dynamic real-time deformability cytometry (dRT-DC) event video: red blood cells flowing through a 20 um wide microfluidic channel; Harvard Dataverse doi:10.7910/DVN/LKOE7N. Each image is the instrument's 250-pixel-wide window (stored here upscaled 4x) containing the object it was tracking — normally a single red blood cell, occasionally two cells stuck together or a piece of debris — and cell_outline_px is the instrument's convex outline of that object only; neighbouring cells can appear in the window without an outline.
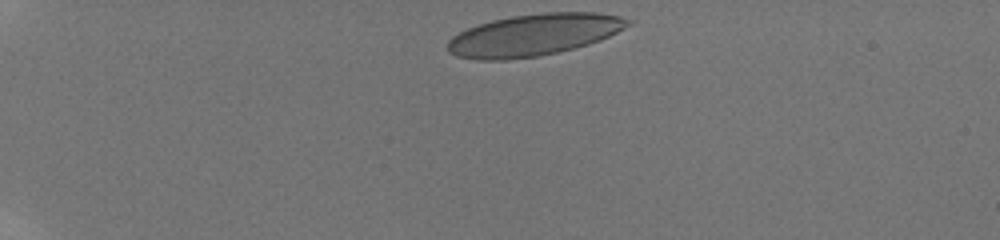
{"species": "human", "species_latin": "Homo sapiens", "temperature_condition": "room temperature", "stored_images_in_passage": 16, "camera_frame_rate_fps": 3000, "um_per_image_px": 0.085, "donor": {"sex": "male"}, "frame": {"image": 1, "passage_image": 1, "time_ms": 0.0, "image_size_px": [1000, 240], "cell_outline_px": [[632, 24], [600, 40], [588, 44], [556, 52], [536, 56], [504, 60], [476, 60], [456, 56], [448, 52], [448, 40], [452, 36], [468, 28], [492, 20], [512, 16], [544, 12], [596, 12], [620, 16], [632, 20]], "centroid_in_image_um": [45.37, 2.96], "position_along_channel_um": 39.6, "area_um2": 43.7}}
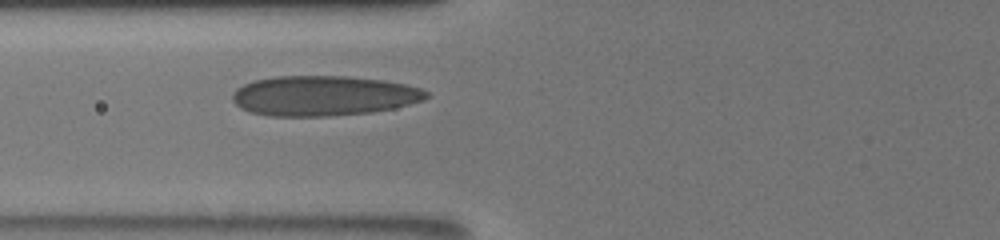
{"frame": {"image": 2, "passage_image": 12, "time_ms": 3.667, "image_size_px": [1000, 240], "cell_outline_px": [[428, 96], [424, 100], [392, 108], [372, 112], [328, 116], [268, 116], [248, 112], [240, 108], [232, 100], [232, 92], [236, 88], [252, 80], [276, 76], [344, 76], [384, 80], [408, 84], [420, 88], [428, 92]], "centroid_in_image_um": [27.46, 8.14], "position_along_channel_um": 98.3, "area_um2": 45.55}}
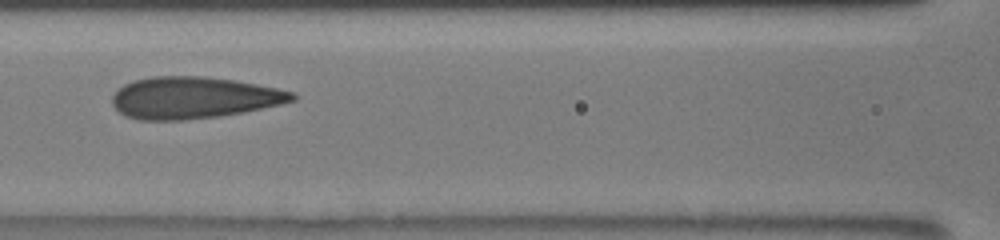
{"frame": {"image": 3, "passage_image": 16, "time_ms": 5.0, "image_size_px": [1000, 240], "cell_outline_px": [[296, 100], [280, 104], [244, 112], [220, 116], [184, 120], [140, 120], [124, 116], [112, 104], [112, 96], [124, 84], [136, 80], [152, 76], [204, 76], [232, 80], [256, 84], [276, 88], [292, 92], [296, 96]], "centroid_in_image_um": [16.44, 8.31], "position_along_channel_um": 150.2, "area_um2": 43.64}}